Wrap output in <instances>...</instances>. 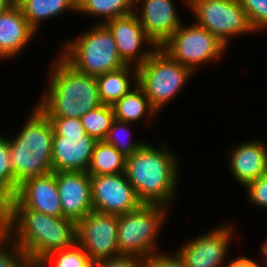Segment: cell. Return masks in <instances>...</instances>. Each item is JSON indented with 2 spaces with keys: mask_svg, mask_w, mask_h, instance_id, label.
<instances>
[{
  "mask_svg": "<svg viewBox=\"0 0 267 267\" xmlns=\"http://www.w3.org/2000/svg\"><path fill=\"white\" fill-rule=\"evenodd\" d=\"M49 64L47 86L35 104L47 117L81 118L102 105L96 76L77 71L57 51Z\"/></svg>",
  "mask_w": 267,
  "mask_h": 267,
  "instance_id": "3957f363",
  "label": "cell"
},
{
  "mask_svg": "<svg viewBox=\"0 0 267 267\" xmlns=\"http://www.w3.org/2000/svg\"><path fill=\"white\" fill-rule=\"evenodd\" d=\"M105 25L113 34L119 57L127 65H142L157 48L147 37L135 13L114 18Z\"/></svg>",
  "mask_w": 267,
  "mask_h": 267,
  "instance_id": "4fadbf2b",
  "label": "cell"
},
{
  "mask_svg": "<svg viewBox=\"0 0 267 267\" xmlns=\"http://www.w3.org/2000/svg\"><path fill=\"white\" fill-rule=\"evenodd\" d=\"M80 120L90 137L96 141H104L115 120L113 107L102 104L85 113Z\"/></svg>",
  "mask_w": 267,
  "mask_h": 267,
  "instance_id": "d4e9b609",
  "label": "cell"
},
{
  "mask_svg": "<svg viewBox=\"0 0 267 267\" xmlns=\"http://www.w3.org/2000/svg\"><path fill=\"white\" fill-rule=\"evenodd\" d=\"M70 39L60 45L58 53L79 72L98 76L126 65L119 57L113 34L105 24L94 22L78 37Z\"/></svg>",
  "mask_w": 267,
  "mask_h": 267,
  "instance_id": "5b68a950",
  "label": "cell"
},
{
  "mask_svg": "<svg viewBox=\"0 0 267 267\" xmlns=\"http://www.w3.org/2000/svg\"><path fill=\"white\" fill-rule=\"evenodd\" d=\"M8 137L0 133V196L6 202L16 195L19 188L11 167Z\"/></svg>",
  "mask_w": 267,
  "mask_h": 267,
  "instance_id": "83f0119b",
  "label": "cell"
},
{
  "mask_svg": "<svg viewBox=\"0 0 267 267\" xmlns=\"http://www.w3.org/2000/svg\"><path fill=\"white\" fill-rule=\"evenodd\" d=\"M5 208H27L50 216H63L56 172L25 179Z\"/></svg>",
  "mask_w": 267,
  "mask_h": 267,
  "instance_id": "5bb4252c",
  "label": "cell"
},
{
  "mask_svg": "<svg viewBox=\"0 0 267 267\" xmlns=\"http://www.w3.org/2000/svg\"><path fill=\"white\" fill-rule=\"evenodd\" d=\"M226 267H260L258 260L253 257H247L246 255H237L235 258L231 257Z\"/></svg>",
  "mask_w": 267,
  "mask_h": 267,
  "instance_id": "e575fe53",
  "label": "cell"
},
{
  "mask_svg": "<svg viewBox=\"0 0 267 267\" xmlns=\"http://www.w3.org/2000/svg\"><path fill=\"white\" fill-rule=\"evenodd\" d=\"M102 104L113 105L138 85V70L132 65L96 76Z\"/></svg>",
  "mask_w": 267,
  "mask_h": 267,
  "instance_id": "ffe728a7",
  "label": "cell"
},
{
  "mask_svg": "<svg viewBox=\"0 0 267 267\" xmlns=\"http://www.w3.org/2000/svg\"><path fill=\"white\" fill-rule=\"evenodd\" d=\"M137 70L138 85L158 114L196 75L188 67L173 60L161 48H156Z\"/></svg>",
  "mask_w": 267,
  "mask_h": 267,
  "instance_id": "52a82bcc",
  "label": "cell"
},
{
  "mask_svg": "<svg viewBox=\"0 0 267 267\" xmlns=\"http://www.w3.org/2000/svg\"><path fill=\"white\" fill-rule=\"evenodd\" d=\"M56 183L63 217L77 223L93 210L91 176L87 172H56Z\"/></svg>",
  "mask_w": 267,
  "mask_h": 267,
  "instance_id": "2e32d148",
  "label": "cell"
},
{
  "mask_svg": "<svg viewBox=\"0 0 267 267\" xmlns=\"http://www.w3.org/2000/svg\"><path fill=\"white\" fill-rule=\"evenodd\" d=\"M94 267H145V261L136 256L120 255L94 263Z\"/></svg>",
  "mask_w": 267,
  "mask_h": 267,
  "instance_id": "836d02e7",
  "label": "cell"
},
{
  "mask_svg": "<svg viewBox=\"0 0 267 267\" xmlns=\"http://www.w3.org/2000/svg\"><path fill=\"white\" fill-rule=\"evenodd\" d=\"M118 219V215L92 210L76 223L77 243L94 263L120 256Z\"/></svg>",
  "mask_w": 267,
  "mask_h": 267,
  "instance_id": "8fae6325",
  "label": "cell"
},
{
  "mask_svg": "<svg viewBox=\"0 0 267 267\" xmlns=\"http://www.w3.org/2000/svg\"><path fill=\"white\" fill-rule=\"evenodd\" d=\"M174 1L135 0L134 13L147 37L157 48H161L183 23V18L180 19L181 16Z\"/></svg>",
  "mask_w": 267,
  "mask_h": 267,
  "instance_id": "9a60e30c",
  "label": "cell"
},
{
  "mask_svg": "<svg viewBox=\"0 0 267 267\" xmlns=\"http://www.w3.org/2000/svg\"><path fill=\"white\" fill-rule=\"evenodd\" d=\"M260 252L262 253V257L260 256V258H262V260H261L262 263L258 259V264H259L260 267H263L262 265L267 263V239H265V241L263 240V243L260 246Z\"/></svg>",
  "mask_w": 267,
  "mask_h": 267,
  "instance_id": "d590c367",
  "label": "cell"
},
{
  "mask_svg": "<svg viewBox=\"0 0 267 267\" xmlns=\"http://www.w3.org/2000/svg\"><path fill=\"white\" fill-rule=\"evenodd\" d=\"M112 107L116 120L133 124L145 119V122L148 121L147 123H149L151 121L150 123L155 125L154 121L159 116L139 85L125 94L120 100H117Z\"/></svg>",
  "mask_w": 267,
  "mask_h": 267,
  "instance_id": "44dd1931",
  "label": "cell"
},
{
  "mask_svg": "<svg viewBox=\"0 0 267 267\" xmlns=\"http://www.w3.org/2000/svg\"><path fill=\"white\" fill-rule=\"evenodd\" d=\"M91 194L93 210L101 213L120 216L143 204L125 173L91 176Z\"/></svg>",
  "mask_w": 267,
  "mask_h": 267,
  "instance_id": "7c38bea8",
  "label": "cell"
},
{
  "mask_svg": "<svg viewBox=\"0 0 267 267\" xmlns=\"http://www.w3.org/2000/svg\"><path fill=\"white\" fill-rule=\"evenodd\" d=\"M6 206V201L0 196V219L2 217V212Z\"/></svg>",
  "mask_w": 267,
  "mask_h": 267,
  "instance_id": "74e56055",
  "label": "cell"
},
{
  "mask_svg": "<svg viewBox=\"0 0 267 267\" xmlns=\"http://www.w3.org/2000/svg\"><path fill=\"white\" fill-rule=\"evenodd\" d=\"M20 131L9 139V153L15 181L52 172L54 129L47 116L35 105Z\"/></svg>",
  "mask_w": 267,
  "mask_h": 267,
  "instance_id": "277c9868",
  "label": "cell"
},
{
  "mask_svg": "<svg viewBox=\"0 0 267 267\" xmlns=\"http://www.w3.org/2000/svg\"><path fill=\"white\" fill-rule=\"evenodd\" d=\"M54 129V135L87 134L79 118L47 117Z\"/></svg>",
  "mask_w": 267,
  "mask_h": 267,
  "instance_id": "1f68e13d",
  "label": "cell"
},
{
  "mask_svg": "<svg viewBox=\"0 0 267 267\" xmlns=\"http://www.w3.org/2000/svg\"><path fill=\"white\" fill-rule=\"evenodd\" d=\"M256 33L267 31V0H238Z\"/></svg>",
  "mask_w": 267,
  "mask_h": 267,
  "instance_id": "f546056e",
  "label": "cell"
},
{
  "mask_svg": "<svg viewBox=\"0 0 267 267\" xmlns=\"http://www.w3.org/2000/svg\"><path fill=\"white\" fill-rule=\"evenodd\" d=\"M133 123L114 120L108 134L105 138V142L114 146L124 156L128 157L142 147L147 141L146 139L131 140V126ZM128 133L130 135H128Z\"/></svg>",
  "mask_w": 267,
  "mask_h": 267,
  "instance_id": "4316f807",
  "label": "cell"
},
{
  "mask_svg": "<svg viewBox=\"0 0 267 267\" xmlns=\"http://www.w3.org/2000/svg\"><path fill=\"white\" fill-rule=\"evenodd\" d=\"M220 224L211 228L208 232L188 240V242H185L175 250L184 267L227 266L230 245L233 244V238H236L233 237L236 228L230 222L228 224L226 222Z\"/></svg>",
  "mask_w": 267,
  "mask_h": 267,
  "instance_id": "30bf717a",
  "label": "cell"
},
{
  "mask_svg": "<svg viewBox=\"0 0 267 267\" xmlns=\"http://www.w3.org/2000/svg\"><path fill=\"white\" fill-rule=\"evenodd\" d=\"M15 3L36 32L47 20L56 19L66 12L77 13V0H15Z\"/></svg>",
  "mask_w": 267,
  "mask_h": 267,
  "instance_id": "7402d4cb",
  "label": "cell"
},
{
  "mask_svg": "<svg viewBox=\"0 0 267 267\" xmlns=\"http://www.w3.org/2000/svg\"><path fill=\"white\" fill-rule=\"evenodd\" d=\"M14 2V0H0V15L5 10H7Z\"/></svg>",
  "mask_w": 267,
  "mask_h": 267,
  "instance_id": "8d00e7d4",
  "label": "cell"
},
{
  "mask_svg": "<svg viewBox=\"0 0 267 267\" xmlns=\"http://www.w3.org/2000/svg\"><path fill=\"white\" fill-rule=\"evenodd\" d=\"M267 141L253 139L236 142L228 148L230 174L245 188L267 172Z\"/></svg>",
  "mask_w": 267,
  "mask_h": 267,
  "instance_id": "e0dca14e",
  "label": "cell"
},
{
  "mask_svg": "<svg viewBox=\"0 0 267 267\" xmlns=\"http://www.w3.org/2000/svg\"><path fill=\"white\" fill-rule=\"evenodd\" d=\"M161 49L197 75L201 66L220 61L228 48L215 35L193 21L187 25L183 22Z\"/></svg>",
  "mask_w": 267,
  "mask_h": 267,
  "instance_id": "9c48e42d",
  "label": "cell"
},
{
  "mask_svg": "<svg viewBox=\"0 0 267 267\" xmlns=\"http://www.w3.org/2000/svg\"><path fill=\"white\" fill-rule=\"evenodd\" d=\"M248 203L267 210V172L244 188Z\"/></svg>",
  "mask_w": 267,
  "mask_h": 267,
  "instance_id": "4dcf8cb0",
  "label": "cell"
},
{
  "mask_svg": "<svg viewBox=\"0 0 267 267\" xmlns=\"http://www.w3.org/2000/svg\"><path fill=\"white\" fill-rule=\"evenodd\" d=\"M36 267H94V262L76 242L69 248L50 253Z\"/></svg>",
  "mask_w": 267,
  "mask_h": 267,
  "instance_id": "484cf974",
  "label": "cell"
},
{
  "mask_svg": "<svg viewBox=\"0 0 267 267\" xmlns=\"http://www.w3.org/2000/svg\"><path fill=\"white\" fill-rule=\"evenodd\" d=\"M96 142L88 134L54 135L52 172H86Z\"/></svg>",
  "mask_w": 267,
  "mask_h": 267,
  "instance_id": "ac0fdd59",
  "label": "cell"
},
{
  "mask_svg": "<svg viewBox=\"0 0 267 267\" xmlns=\"http://www.w3.org/2000/svg\"><path fill=\"white\" fill-rule=\"evenodd\" d=\"M170 209L164 205L142 204L137 210L119 216L117 246L120 255H131L146 261L155 252ZM158 241V242H157Z\"/></svg>",
  "mask_w": 267,
  "mask_h": 267,
  "instance_id": "8992f818",
  "label": "cell"
},
{
  "mask_svg": "<svg viewBox=\"0 0 267 267\" xmlns=\"http://www.w3.org/2000/svg\"><path fill=\"white\" fill-rule=\"evenodd\" d=\"M161 142L155 147L148 141L126 157L125 174L143 204H158L173 209L172 202H175L180 186L181 161L176 152H172L167 139Z\"/></svg>",
  "mask_w": 267,
  "mask_h": 267,
  "instance_id": "6da1fadb",
  "label": "cell"
},
{
  "mask_svg": "<svg viewBox=\"0 0 267 267\" xmlns=\"http://www.w3.org/2000/svg\"><path fill=\"white\" fill-rule=\"evenodd\" d=\"M38 34L14 2L0 15V60H14Z\"/></svg>",
  "mask_w": 267,
  "mask_h": 267,
  "instance_id": "d6986e66",
  "label": "cell"
},
{
  "mask_svg": "<svg viewBox=\"0 0 267 267\" xmlns=\"http://www.w3.org/2000/svg\"><path fill=\"white\" fill-rule=\"evenodd\" d=\"M126 156L105 141L95 143L87 169L90 176L125 173Z\"/></svg>",
  "mask_w": 267,
  "mask_h": 267,
  "instance_id": "cb8c5ba5",
  "label": "cell"
},
{
  "mask_svg": "<svg viewBox=\"0 0 267 267\" xmlns=\"http://www.w3.org/2000/svg\"><path fill=\"white\" fill-rule=\"evenodd\" d=\"M0 267H34L26 252L1 226Z\"/></svg>",
  "mask_w": 267,
  "mask_h": 267,
  "instance_id": "f1b7e54d",
  "label": "cell"
},
{
  "mask_svg": "<svg viewBox=\"0 0 267 267\" xmlns=\"http://www.w3.org/2000/svg\"><path fill=\"white\" fill-rule=\"evenodd\" d=\"M194 22L215 35L227 48L232 38L252 34L246 12L238 0H182Z\"/></svg>",
  "mask_w": 267,
  "mask_h": 267,
  "instance_id": "ba28073f",
  "label": "cell"
},
{
  "mask_svg": "<svg viewBox=\"0 0 267 267\" xmlns=\"http://www.w3.org/2000/svg\"><path fill=\"white\" fill-rule=\"evenodd\" d=\"M0 226L26 252L34 267L50 253L77 242L74 220L27 208H4Z\"/></svg>",
  "mask_w": 267,
  "mask_h": 267,
  "instance_id": "7a4b0ae2",
  "label": "cell"
},
{
  "mask_svg": "<svg viewBox=\"0 0 267 267\" xmlns=\"http://www.w3.org/2000/svg\"><path fill=\"white\" fill-rule=\"evenodd\" d=\"M145 267H184L175 251L172 253L155 252L145 261Z\"/></svg>",
  "mask_w": 267,
  "mask_h": 267,
  "instance_id": "d6a6232c",
  "label": "cell"
},
{
  "mask_svg": "<svg viewBox=\"0 0 267 267\" xmlns=\"http://www.w3.org/2000/svg\"><path fill=\"white\" fill-rule=\"evenodd\" d=\"M134 3L135 0H77V14L98 17L96 24H105L114 18L134 13Z\"/></svg>",
  "mask_w": 267,
  "mask_h": 267,
  "instance_id": "603a6c76",
  "label": "cell"
}]
</instances>
